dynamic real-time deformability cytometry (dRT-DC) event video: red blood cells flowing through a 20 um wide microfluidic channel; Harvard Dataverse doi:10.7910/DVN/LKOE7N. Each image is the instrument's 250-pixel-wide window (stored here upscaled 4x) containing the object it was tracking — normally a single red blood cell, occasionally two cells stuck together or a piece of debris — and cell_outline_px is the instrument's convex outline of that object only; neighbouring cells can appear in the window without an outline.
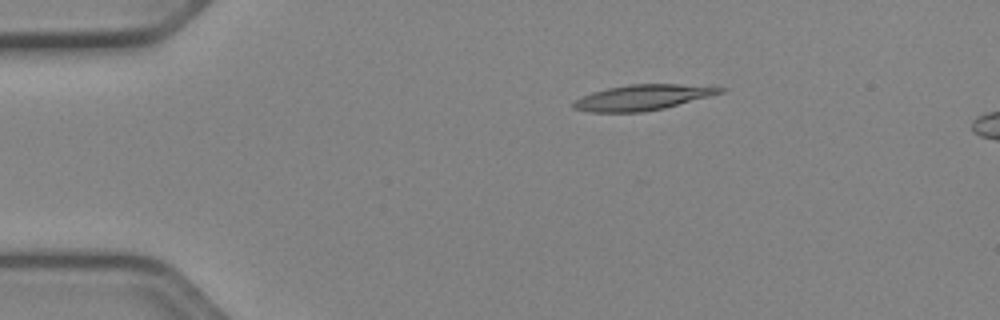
{"species": "Egyptian fruit bat (a non-hibernating species)", "species_latin": "Rousettus aegyptiacus", "temperature_condition": "cold", "stored_images_in_passage": 43, "camera_frame_rate_fps": 3000, "um_per_image_px": 0.085, "animal": {"sex": "female"}, "frame": {"image": 1, "passage_image": 1, "time_ms": 0.0, "image_size_px": [1000, 320], "cell_outline_px": [[728, 88], [724, 92], [664, 108], [644, 112], [588, 112], [572, 108], [572, 104], [576, 100], [592, 92], [608, 88], [628, 84], [680, 84]], "centroid_in_image_um": [54.61, 8.28], "position_along_channel_um": 30.4, "area_um2": 21.62}}
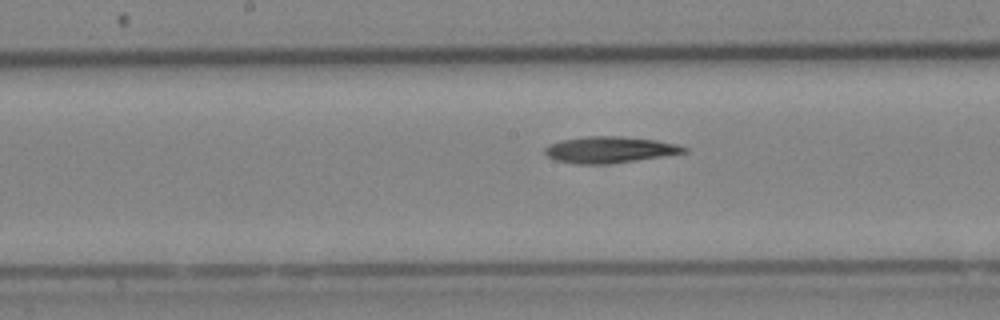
{"frame": {"image": 2, "passage_image": 18, "time_ms": 5.667, "image_size_px": [1000, 320], "cell_outline_px": [[688, 152], [612, 164], [576, 164], [556, 160], [548, 156], [544, 152], [544, 148], [548, 144], [560, 140], [588, 136], [620, 136], [656, 140], [676, 144], [688, 148]], "centroid_in_image_um": [51.8, 12.73], "position_along_channel_um": 196.4, "area_um2": 21.44}}
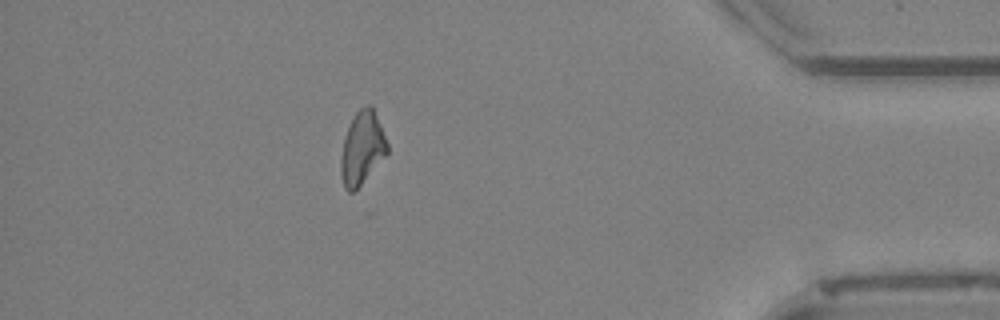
{"frame": {"image": 3, "passage_image": 37, "time_ms": 12.0, "image_size_px": [1000, 320], "cell_outline_px": [[388, 152], [360, 184], [352, 192], [348, 192], [344, 188], [340, 172], [340, 160], [344, 140], [348, 128], [356, 112], [364, 104], [372, 104], [388, 144]], "centroid_in_image_um": [30.77, 12.55], "position_along_channel_um": 404.4, "area_um2": 19.36}}